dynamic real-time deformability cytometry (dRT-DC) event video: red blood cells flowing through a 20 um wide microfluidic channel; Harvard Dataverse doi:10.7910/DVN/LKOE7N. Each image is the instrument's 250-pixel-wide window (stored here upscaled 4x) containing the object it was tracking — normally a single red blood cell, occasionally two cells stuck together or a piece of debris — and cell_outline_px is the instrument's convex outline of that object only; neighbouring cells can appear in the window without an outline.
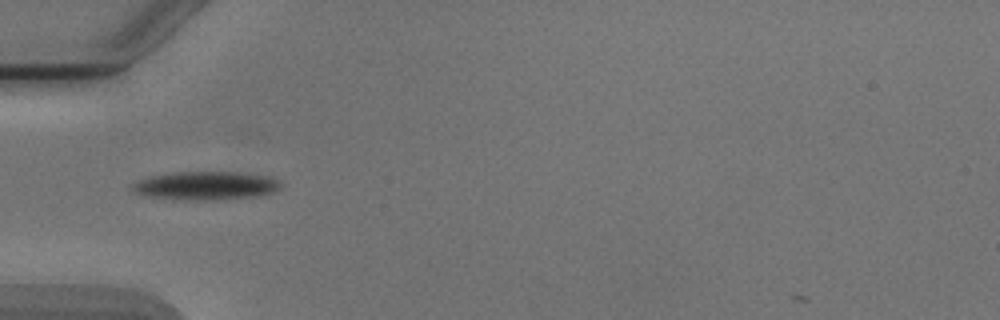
{"species": "Egyptian fruit bat (a non-hibernating species)", "species_latin": "Rousettus aegyptiacus", "temperature_condition": "cold", "stored_images_in_passage": 32, "camera_frame_rate_fps": 3000, "um_per_image_px": 0.085, "animal": {"sex": "male"}, "frame": {"image": 1, "passage_image": 1, "time_ms": 0.0, "image_size_px": [1000, 320], "cell_outline_px": [[280, 188], [272, 192], [256, 196], [216, 200], [184, 200], [140, 196], [132, 192], [132, 184], [140, 180], [152, 176], [180, 172], [236, 172], [268, 176], [280, 180]], "centroid_in_image_um": [17.46, 15.79], "position_along_channel_um": 67.5, "area_um2": 24.62}}
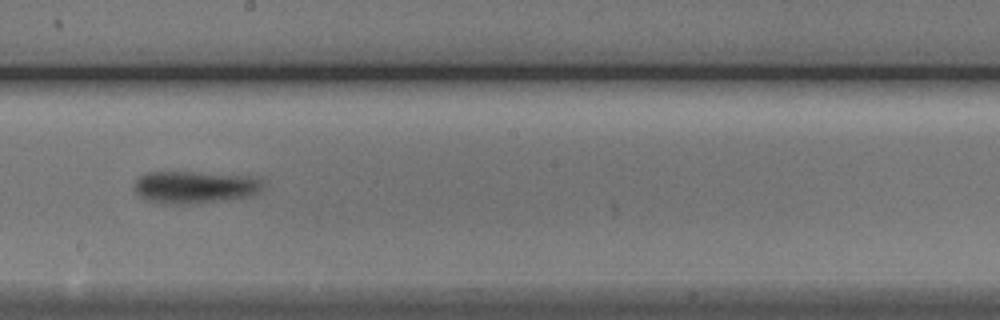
{"frame": {"image": 2, "passage_image": 14, "time_ms": 4.333, "image_size_px": [1000, 320], "cell_outline_px": [[264, 188], [260, 192], [252, 196], [196, 204], [156, 204], [144, 200], [136, 192], [136, 176], [148, 172], [196, 172], [248, 176], [260, 180], [264, 184]], "centroid_in_image_um": [16.54, 15.92], "position_along_channel_um": 231.7, "area_um2": 24.62}}
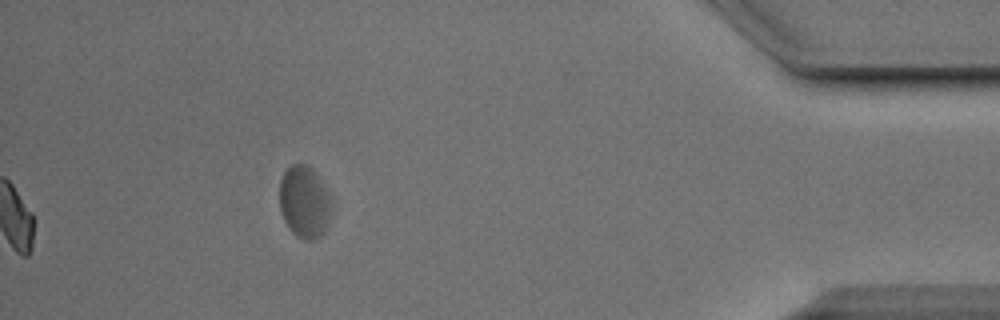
{"frame": {"image": 3, "passage_image": 32, "time_ms": 10.333, "image_size_px": [1000, 320], "cell_outline_px": [[332, 204], [328, 224], [324, 232], [320, 236], [312, 240], [304, 240], [296, 236], [288, 228], [280, 212], [280, 180], [284, 172], [292, 164], [304, 164], [316, 176], [324, 188]], "centroid_in_image_um": [25.84, 17.23], "position_along_channel_um": 409.4, "area_um2": 21.44}, "authors_computed_cell_mechanics": {"area_um2": 23.5824, "velocity_mm_per_s": 3.8251, "shape_relaxation_time_tau1_ms": 0.8617, "shape_relaxation_time_tau2_ms": 6.2593, "deformation_change_tau1": 0.0952, "deformation_change_tau2": 0.1339}}